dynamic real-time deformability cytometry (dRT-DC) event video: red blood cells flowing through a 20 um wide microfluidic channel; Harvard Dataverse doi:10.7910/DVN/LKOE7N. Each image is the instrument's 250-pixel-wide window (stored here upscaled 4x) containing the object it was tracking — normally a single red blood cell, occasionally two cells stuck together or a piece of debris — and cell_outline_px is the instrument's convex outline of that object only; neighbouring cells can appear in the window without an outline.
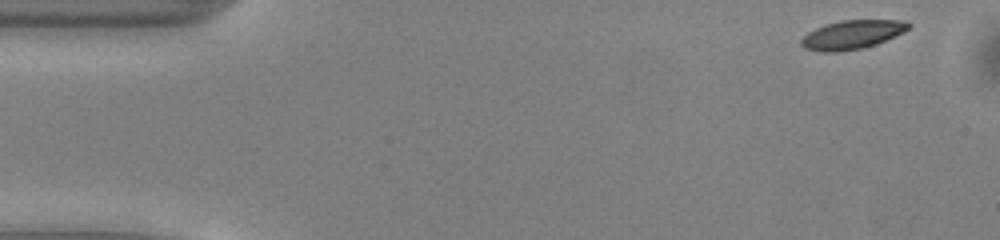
{"species": "common noctule bat (a hibernating species)", "species_latin": "Nyctalus noctula", "temperature_condition": "warm", "stored_images_in_passage": 41, "camera_frame_rate_fps": 3000, "um_per_image_px": 0.085, "animal": {"sex": "male", "body_mass_g": 13.0, "forearm_length_mm": 53.1}, "frame": {"image": 1, "passage_image": 1, "time_ms": 0.0, "image_size_px": [1000, 240], "cell_outline_px": [[912, 24], [904, 32], [876, 44], [860, 48], [836, 52], [820, 52], [804, 48], [800, 44], [800, 40], [808, 32], [816, 28], [840, 20], [908, 20]], "centroid_in_image_um": [72.43, 2.94], "position_along_channel_um": 12.6, "area_um2": 17.98}}
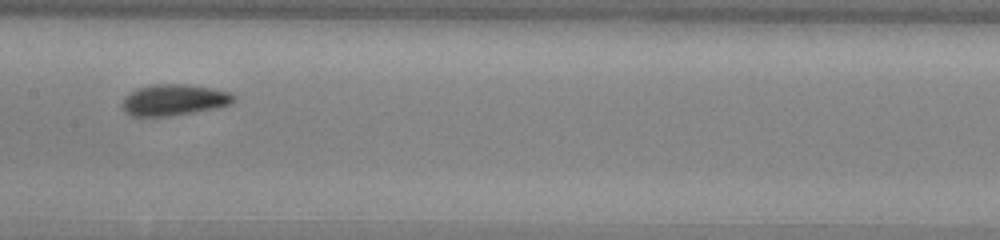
{"frame": {"image": 2, "passage_image": 23, "time_ms": 7.333, "image_size_px": [1000, 240], "cell_outline_px": [[236, 100], [228, 104], [216, 108], [168, 116], [132, 116], [124, 112], [120, 104], [124, 96], [136, 88], [152, 84], [188, 84], [212, 88], [228, 92], [236, 96]], "centroid_in_image_um": [14.73, 8.48], "position_along_channel_um": 192.7, "area_um2": 20.4}}
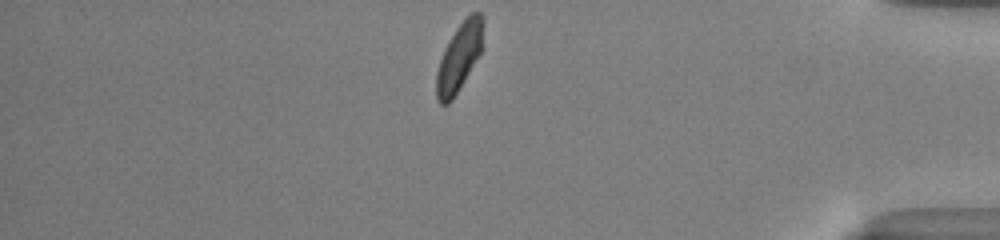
{"frame": {"image": 3, "passage_image": 41, "time_ms": 13.333, "image_size_px": [1000, 240], "cell_outline_px": [[484, 20], [480, 52], [452, 100], [448, 104], [440, 104], [436, 100], [436, 72], [440, 60], [448, 40], [456, 28], [472, 12], [480, 12], [484, 16]], "centroid_in_image_um": [39.01, 4.85], "position_along_channel_um": 396.2, "area_um2": 18.15}, "authors_computed_cell_mechanics": {"area_um2": 19.3052, "velocity_mm_per_s": 4.0262, "shape_relaxation_time_tau1_ms": 3.1167, "shape_relaxation_time_tau2_ms": 1.2221, "deformation_change_tau1": 0.1223, "deformation_change_tau2": 0.0693}}